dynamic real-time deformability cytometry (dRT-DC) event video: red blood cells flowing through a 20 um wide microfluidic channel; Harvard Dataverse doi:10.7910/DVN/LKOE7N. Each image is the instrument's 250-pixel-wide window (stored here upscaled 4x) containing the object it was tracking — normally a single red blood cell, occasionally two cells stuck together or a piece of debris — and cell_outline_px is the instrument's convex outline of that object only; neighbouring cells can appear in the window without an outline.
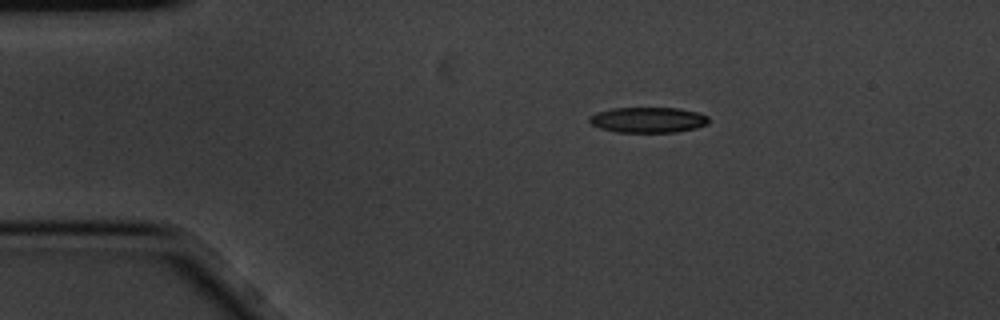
{"species": "common noctule bat (a hibernating species)", "species_latin": "Nyctalus noctula", "temperature_condition": "cold", "stored_images_in_passage": 4, "camera_frame_rate_fps": 3000, "um_per_image_px": 0.085, "animal": {"sex": "male", "body_mass_g": 20.1, "forearm_length_mm": 53.5}, "frame": {"image": 1, "passage_image": 1, "time_ms": 0.0, "image_size_px": [1000, 320], "cell_outline_px": [[708, 124], [696, 128], [676, 132], [616, 132], [600, 128], [592, 124], [588, 120], [588, 116], [596, 112], [612, 108], [680, 108], [696, 112], [708, 116]], "centroid_in_image_um": [55.06, 10.19], "position_along_channel_um": 29.9, "area_um2": 17.8}}
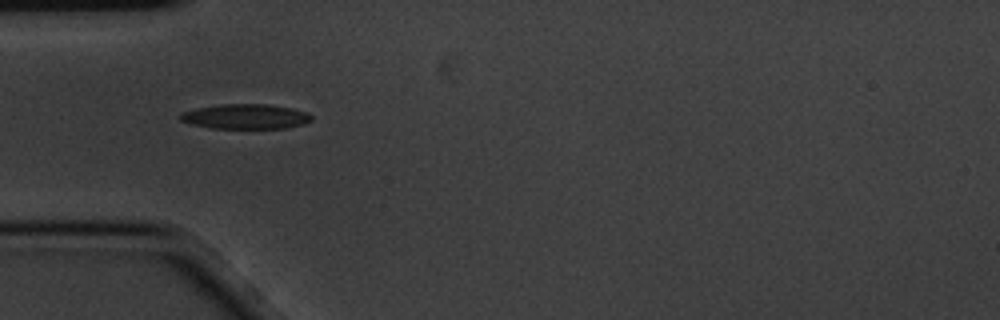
{"frame": {"image": 2, "passage_image": 3, "time_ms": 0.667, "image_size_px": [1000, 320], "cell_outline_px": [[312, 120], [304, 124], [284, 128], [212, 128], [192, 124], [180, 120], [180, 112], [196, 108], [220, 104], [268, 104], [292, 108], [308, 112], [312, 116]], "centroid_in_image_um": [20.88, 9.9], "position_along_channel_um": 64.1, "area_um2": 19.07}}
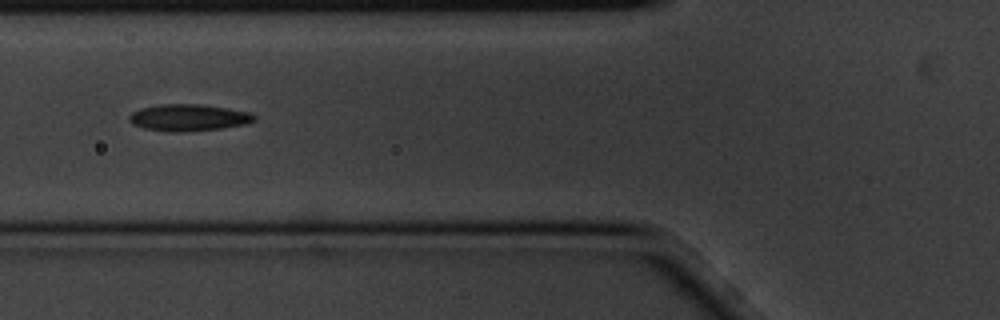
{"frame": {"image": 3, "passage_image": 4, "time_ms": 1.0, "image_size_px": [1000, 320], "cell_outline_px": [[256, 120], [248, 124], [220, 128], [180, 132], [172, 132], [144, 128], [132, 124], [128, 120], [128, 116], [132, 112], [140, 108], [160, 104], [200, 104], [252, 112], [256, 116]], "centroid_in_image_um": [16.04, 9.99], "position_along_channel_um": 109.8, "area_um2": 19.59}}